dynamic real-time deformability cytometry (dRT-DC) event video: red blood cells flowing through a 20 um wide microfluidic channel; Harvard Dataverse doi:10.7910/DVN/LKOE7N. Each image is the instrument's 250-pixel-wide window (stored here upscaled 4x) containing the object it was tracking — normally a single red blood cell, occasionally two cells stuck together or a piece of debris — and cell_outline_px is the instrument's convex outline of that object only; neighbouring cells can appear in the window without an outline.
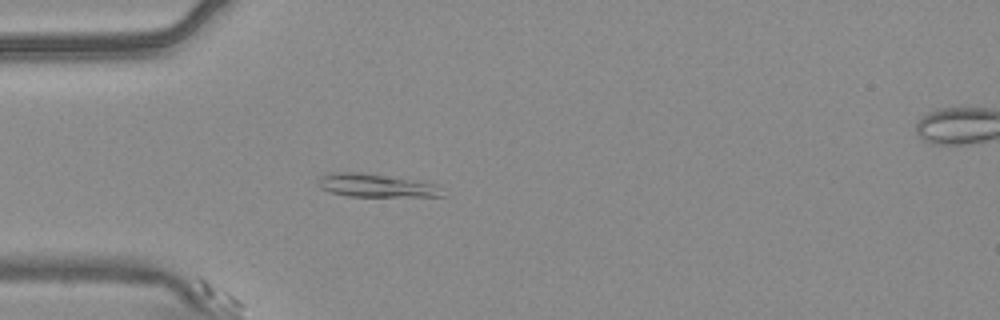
{"species": "common noctule bat (a hibernating species)", "species_latin": "Nyctalus noctula", "temperature_condition": "warm", "stored_images_in_passage": 21, "camera_frame_rate_fps": 3000, "um_per_image_px": 0.085, "animal": {"sex": "male", "body_mass_g": 20.4}, "frame": {"image": 1, "passage_image": 15, "time_ms": 4.667, "image_size_px": [1000, 320], "cell_outline_px": [[448, 196], [348, 196], [332, 192], [320, 188], [316, 184], [316, 180], [320, 176], [328, 172], [364, 172], [440, 184]], "centroid_in_image_um": [31.99, 15.75], "position_along_channel_um": 53.0, "area_um2": 17.22}}